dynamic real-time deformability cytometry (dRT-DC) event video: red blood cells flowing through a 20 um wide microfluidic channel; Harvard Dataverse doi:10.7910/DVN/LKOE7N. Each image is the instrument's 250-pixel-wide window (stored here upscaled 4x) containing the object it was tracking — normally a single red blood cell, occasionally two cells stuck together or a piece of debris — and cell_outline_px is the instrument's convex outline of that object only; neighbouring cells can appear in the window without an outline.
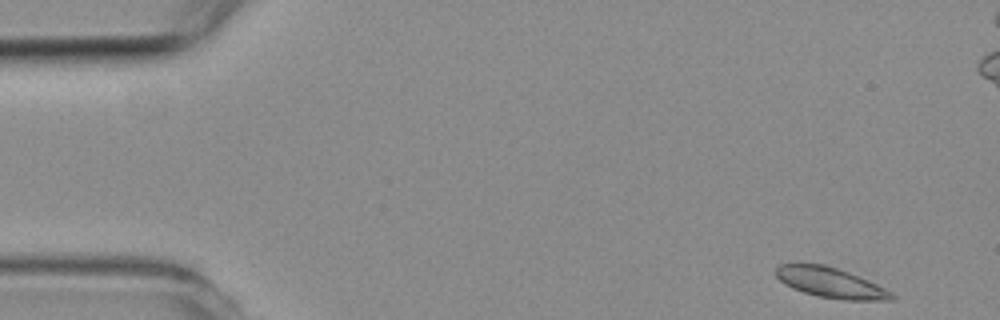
{"species": "common noctule bat (a hibernating species)", "species_latin": "Nyctalus noctula", "temperature_condition": "room temperature", "stored_images_in_passage": 5, "camera_frame_rate_fps": 3000, "um_per_image_px": 0.085, "animal": {"sex": "female", "body_mass_g": 19.3, "forearm_length_mm": 54.1}, "frame": {"image": 1, "passage_image": 1, "time_ms": 0.0, "image_size_px": [1000, 320], "cell_outline_px": [[896, 296], [892, 300], [844, 300], [816, 296], [792, 288], [784, 284], [776, 276], [776, 268], [780, 264], [824, 264], [848, 272], [868, 280], [892, 292]], "centroid_in_image_um": [70.6, 24.04], "position_along_channel_um": 14.4, "area_um2": 20.23}}